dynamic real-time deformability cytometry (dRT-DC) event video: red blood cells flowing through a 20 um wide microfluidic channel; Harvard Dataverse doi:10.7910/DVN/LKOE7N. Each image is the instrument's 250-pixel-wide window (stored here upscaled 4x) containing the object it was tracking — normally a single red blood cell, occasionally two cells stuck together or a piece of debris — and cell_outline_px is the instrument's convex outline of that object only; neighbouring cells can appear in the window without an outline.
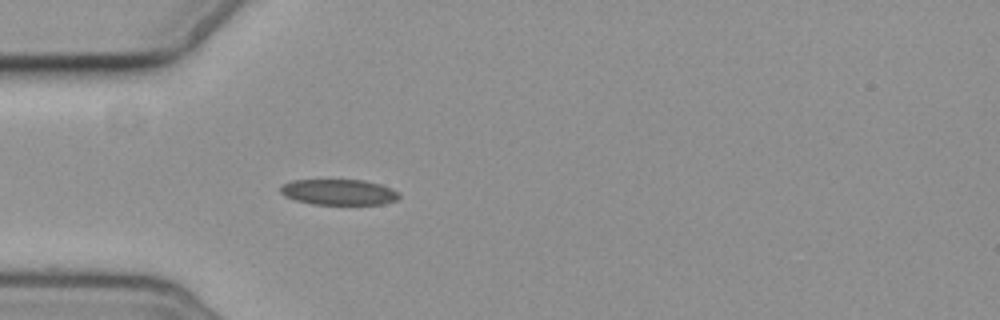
{"species": "common noctule bat (a hibernating species)", "species_latin": "Nyctalus noctula", "temperature_condition": "cold", "stored_images_in_passage": 6, "camera_frame_rate_fps": 3000, "um_per_image_px": 0.085, "animal": {"sex": "female", "body_mass_g": 19.3, "forearm_length_mm": 54.1}, "frame": {"image": 1, "passage_image": 5, "time_ms": 4.667, "image_size_px": [1000, 320], "cell_outline_px": [[400, 196], [396, 200], [380, 204], [312, 204], [296, 200], [284, 196], [280, 192], [280, 184], [292, 180], [364, 180], [380, 184], [392, 188], [400, 192]], "centroid_in_image_um": [28.78, 16.32], "position_along_channel_um": 56.2, "area_um2": 17.86}}